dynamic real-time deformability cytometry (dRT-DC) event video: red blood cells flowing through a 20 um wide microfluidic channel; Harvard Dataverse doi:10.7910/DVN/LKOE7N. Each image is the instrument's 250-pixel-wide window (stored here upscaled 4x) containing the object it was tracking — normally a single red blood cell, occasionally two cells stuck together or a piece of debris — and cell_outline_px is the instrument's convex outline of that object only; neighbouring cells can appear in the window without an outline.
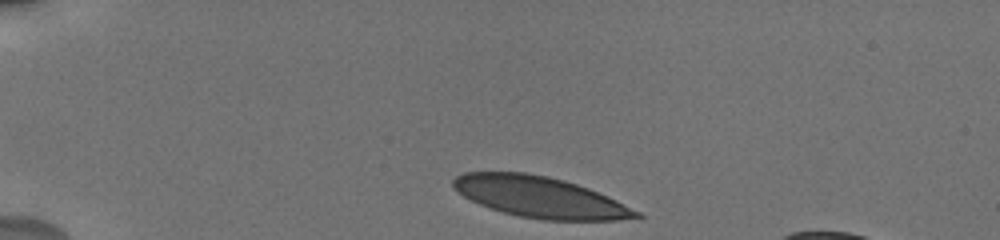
{"species": "human", "species_latin": "Homo sapiens", "temperature_condition": "cold", "stored_images_in_passage": 33, "camera_frame_rate_fps": 3000, "um_per_image_px": 0.085, "donor": {"sex": "male"}, "frame": {"image": 1, "passage_image": 1, "time_ms": 0.0, "image_size_px": [1000, 240], "cell_outline_px": [[644, 216], [620, 220], [544, 220], [520, 216], [504, 212], [480, 204], [464, 196], [452, 184], [452, 180], [456, 176], [464, 172], [524, 172], [548, 176], [564, 180], [588, 188], [608, 196], [640, 212]], "centroid_in_image_um": [45.92, 16.75], "position_along_channel_um": 39.1, "area_um2": 43.29}}
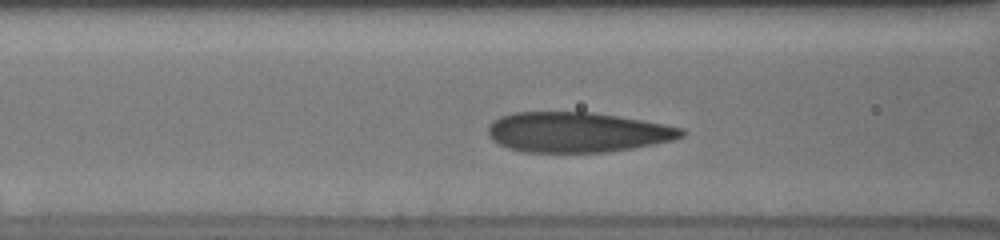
{"frame": {"image": 2, "passage_image": 11, "time_ms": 3.667, "image_size_px": [1000, 240], "cell_outline_px": [[688, 132], [684, 136], [672, 140], [632, 148], [608, 152], [520, 152], [508, 148], [492, 140], [488, 136], [488, 124], [492, 120], [500, 116], [516, 112], [592, 112], [664, 124], [684, 128]], "centroid_in_image_um": [49.04, 11.24], "position_along_channel_um": 117.6, "area_um2": 45.37}}
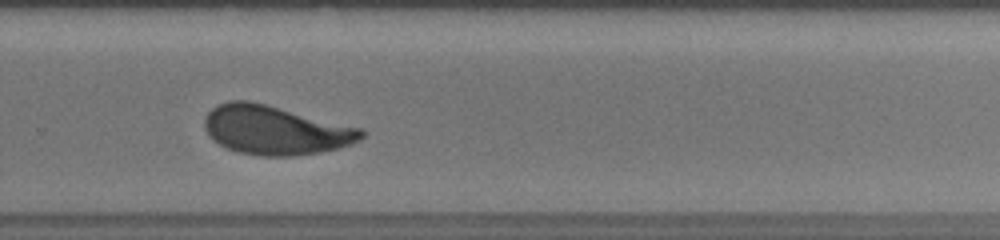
{"frame": {"image": 3, "passage_image": 24, "time_ms": 8.667, "image_size_px": [1000, 240], "cell_outline_px": [[368, 132], [360, 140], [352, 144], [340, 148], [320, 152], [296, 156], [260, 156], [236, 152], [212, 140], [204, 128], [204, 116], [216, 104], [228, 100], [248, 100], [364, 128]], "centroid_in_image_um": [23.42, 11.06], "position_along_channel_um": 306.4, "area_um2": 45.32}, "authors_computed_cell_mechanics": {"area_um2": 45.3152, "velocity_mm_per_s": 3.7855, "shape_relaxation_time_tau1_ms": 3.6078, "shape_relaxation_time_tau2_ms": null, "deformation_change_tau1": 0.1436, "deformation_change_tau2": null}}